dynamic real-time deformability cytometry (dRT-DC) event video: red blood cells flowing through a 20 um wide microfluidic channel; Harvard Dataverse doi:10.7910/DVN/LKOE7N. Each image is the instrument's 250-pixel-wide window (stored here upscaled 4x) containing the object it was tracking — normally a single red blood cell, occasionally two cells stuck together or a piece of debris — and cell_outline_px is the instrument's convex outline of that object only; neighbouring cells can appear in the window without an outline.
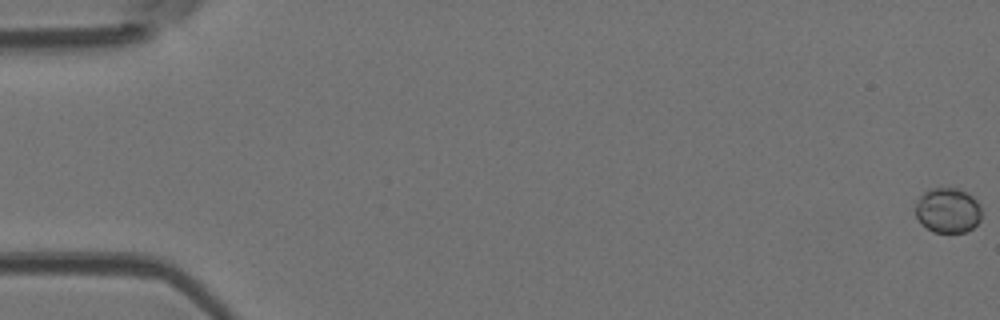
{"species": "Egyptian fruit bat (a non-hibernating species)", "species_latin": "Rousettus aegyptiacus", "temperature_condition": "room temperature", "stored_images_in_passage": 8, "camera_frame_rate_fps": 3000, "um_per_image_px": 0.085, "animal": {"sex": "female"}, "frame": {"image": 1, "passage_image": 1, "time_ms": 0.0, "image_size_px": [1000, 320], "cell_outline_px": [[980, 220], [972, 228], [964, 232], [932, 232], [916, 216], [916, 200], [924, 192], [932, 188], [956, 188], [968, 192], [976, 200], [980, 208]], "centroid_in_image_um": [80.56, 17.86], "position_along_channel_um": 4.4, "area_um2": 17.17}}
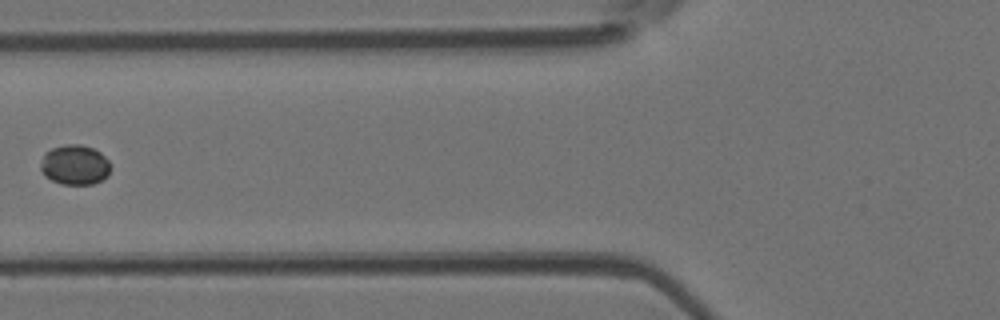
{"frame": {"image": 2, "passage_image": 6, "time_ms": 1.667, "image_size_px": [1000, 320], "cell_outline_px": [[112, 168], [108, 176], [92, 184], [64, 184], [52, 180], [44, 176], [40, 168], [40, 164], [44, 152], [52, 148], [64, 144], [80, 144], [92, 148], [100, 152], [112, 164]], "centroid_in_image_um": [6.36, 14.0], "position_along_channel_um": 119.4, "area_um2": 16.47}}
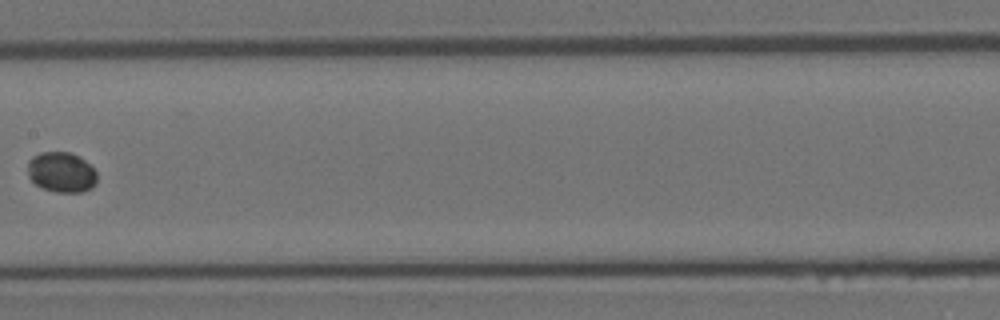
{"frame": {"image": 3, "passage_image": 8, "time_ms": 2.333, "image_size_px": [1000, 320], "cell_outline_px": [[96, 184], [92, 188], [80, 192], [56, 192], [44, 188], [36, 184], [28, 176], [28, 160], [32, 156], [40, 152], [72, 152], [80, 156], [96, 172]], "centroid_in_image_um": [5.22, 14.62], "position_along_channel_um": 202.2, "area_um2": 16.3}}